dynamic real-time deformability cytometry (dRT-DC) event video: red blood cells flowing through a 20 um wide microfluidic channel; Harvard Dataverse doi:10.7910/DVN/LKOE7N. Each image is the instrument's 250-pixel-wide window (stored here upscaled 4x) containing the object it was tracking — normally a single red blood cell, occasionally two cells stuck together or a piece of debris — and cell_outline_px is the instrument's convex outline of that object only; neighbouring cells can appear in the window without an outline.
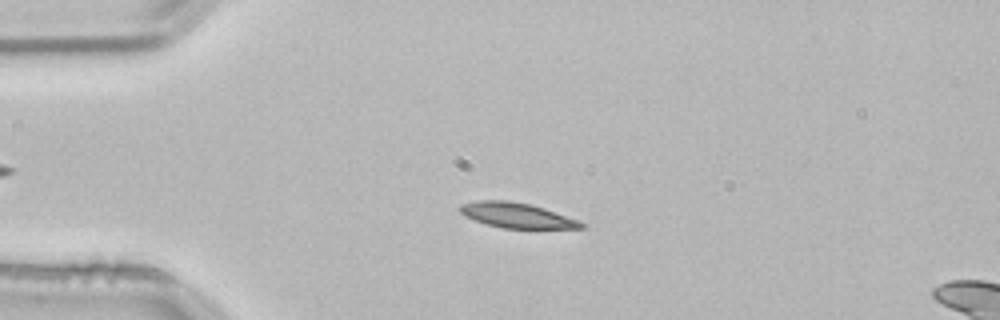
{"species": "common noctule bat (a hibernating species)", "species_latin": "Nyctalus noctula", "temperature_condition": "room temperature", "stored_images_in_passage": 53, "camera_frame_rate_fps": 3000, "um_per_image_px": 0.085, "animal": {"sex": "male", "body_mass_g": 21.5, "forearm_length_mm": 52.0}, "frame": {"image": 1, "passage_image": 12, "time_ms": 3.667, "image_size_px": [1000, 320], "cell_outline_px": [[584, 228], [504, 228], [488, 224], [464, 216], [460, 212], [460, 204], [476, 200], [508, 200], [528, 204], [544, 208], [576, 220], [584, 224]], "centroid_in_image_um": [43.86, 18.29], "position_along_channel_um": 41.1, "area_um2": 17.34}}
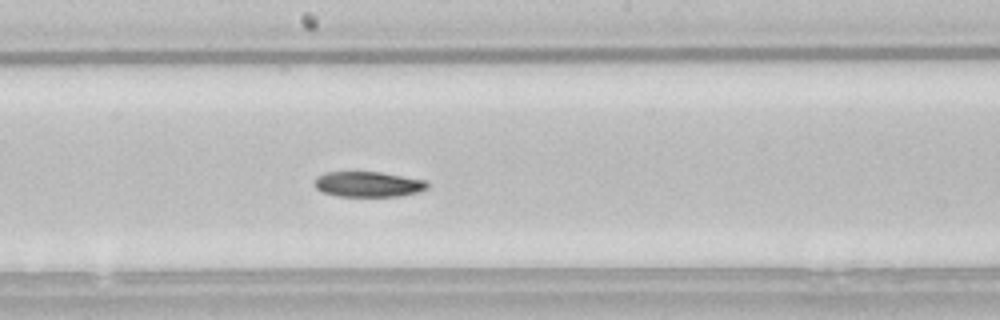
{"frame": {"image": 2, "passage_image": 28, "time_ms": 9.0, "image_size_px": [1000, 320], "cell_outline_px": [[428, 188], [416, 192], [400, 196], [336, 196], [320, 192], [316, 188], [316, 176], [328, 172], [380, 172], [424, 180], [428, 184]], "centroid_in_image_um": [31.26, 15.66], "position_along_channel_um": 216.9, "area_um2": 16.53}}
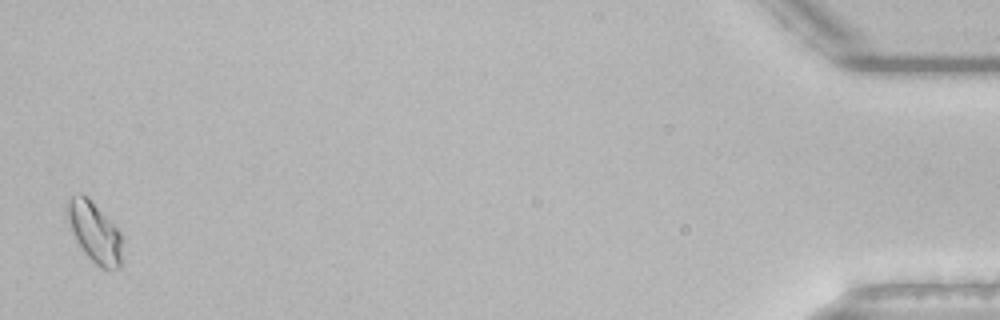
{"frame": {"image": 3, "passage_image": 52, "time_ms": 17.0, "image_size_px": [1000, 320], "cell_outline_px": [[124, 240], [120, 268], [112, 272], [108, 272], [100, 268], [84, 252], [76, 240], [72, 232], [68, 216], [68, 200], [72, 196], [80, 192], [88, 196], [124, 236]], "centroid_in_image_um": [8.11, 19.8], "position_along_channel_um": 427.1, "area_um2": 19.65}, "authors_computed_cell_mechanics": {"area_um2": 17.5134, "velocity_mm_per_s": 3.8048, "shape_relaxation_time_tau1_ms": 3.7682, "shape_relaxation_time_tau2_ms": null, "deformation_change_tau1": 0.1118, "deformation_change_tau2": null}}